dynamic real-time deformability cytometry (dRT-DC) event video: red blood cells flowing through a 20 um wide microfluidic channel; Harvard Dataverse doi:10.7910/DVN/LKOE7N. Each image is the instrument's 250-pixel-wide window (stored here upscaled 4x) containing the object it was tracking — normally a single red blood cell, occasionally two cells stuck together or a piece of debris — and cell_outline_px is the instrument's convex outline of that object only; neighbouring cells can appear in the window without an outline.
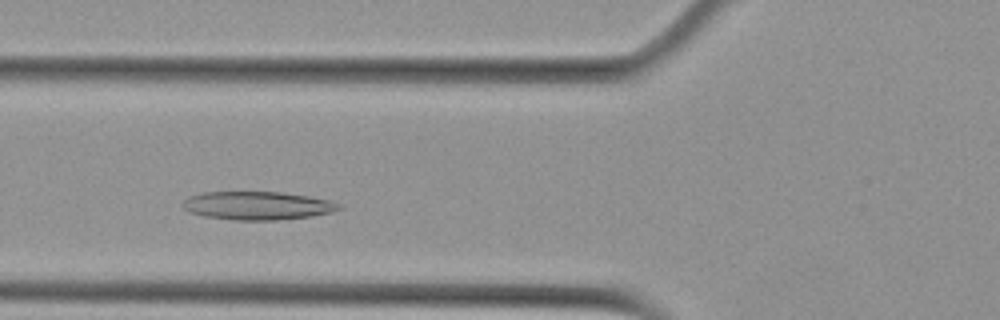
{"species": "Egyptian fruit bat (a non-hibernating species)", "species_latin": "Rousettus aegyptiacus", "temperature_condition": "cold", "stored_images_in_passage": 43, "camera_frame_rate_fps": 3000, "um_per_image_px": 0.085, "animal": {"sex": "female"}, "frame": {"image": 1, "passage_image": 9, "time_ms": 2.667, "image_size_px": [1000, 320], "cell_outline_px": [[344, 208], [332, 212], [312, 216], [276, 220], [236, 220], [204, 216], [188, 212], [180, 204], [188, 196], [204, 192], [280, 192], [308, 196], [328, 200], [340, 204]], "centroid_in_image_um": [21.86, 17.48], "position_along_channel_um": 103.9, "area_um2": 25.84}}
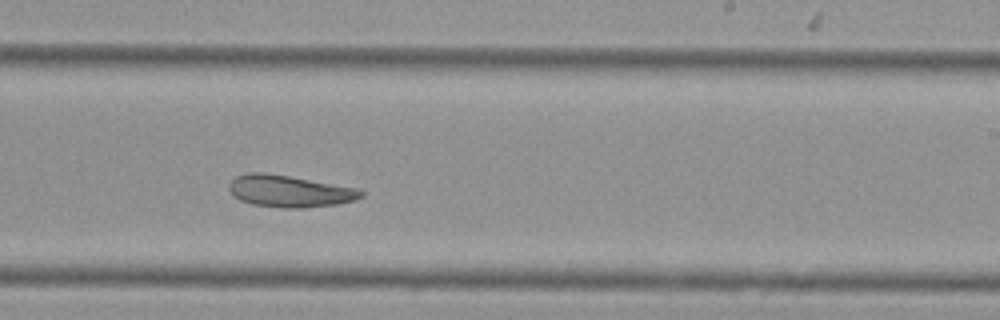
{"frame": {"image": 2, "passage_image": 22, "time_ms": 7.0, "image_size_px": [1000, 320], "cell_outline_px": [[364, 196], [352, 200], [336, 204], [300, 208], [284, 208], [252, 204], [240, 200], [232, 196], [228, 188], [228, 184], [236, 176], [248, 172], [264, 172], [288, 176], [356, 188], [364, 192]], "centroid_in_image_um": [24.54, 16.25], "position_along_channel_um": 264.5, "area_um2": 24.33}}
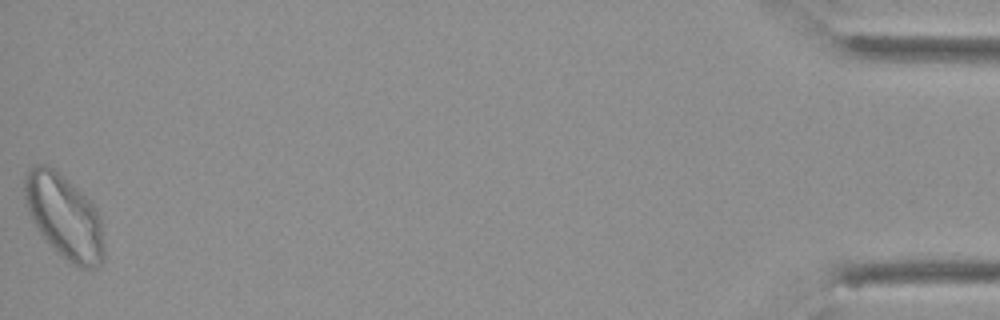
{"frame": {"image": 3, "passage_image": 43, "time_ms": 14.0, "image_size_px": [1000, 320], "cell_outline_px": [[104, 260], [96, 268], [80, 268], [72, 264], [36, 228], [28, 212], [24, 196], [24, 176], [36, 164], [48, 164], [56, 168], [92, 200], [100, 216], [104, 244]], "centroid_in_image_um": [5.49, 18.35], "position_along_channel_um": 429.7, "area_um2": 39.13}, "authors_computed_cell_mechanics": {"area_um2": 26.4724, "velocity_mm_per_s": 3.7208, "shape_relaxation_time_tau1_ms": null, "shape_relaxation_time_tau2_ms": 5.5413, "deformation_change_tau1": null, "deformation_change_tau2": 0.1245}}